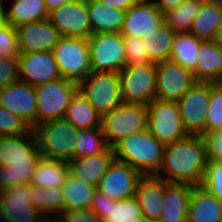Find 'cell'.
<instances>
[{"label":"cell","instance_id":"obj_1","mask_svg":"<svg viewBox=\"0 0 222 222\" xmlns=\"http://www.w3.org/2000/svg\"><path fill=\"white\" fill-rule=\"evenodd\" d=\"M206 162L203 137L188 135L165 146L162 165L155 177L169 183L202 185Z\"/></svg>","mask_w":222,"mask_h":222},{"label":"cell","instance_id":"obj_2","mask_svg":"<svg viewBox=\"0 0 222 222\" xmlns=\"http://www.w3.org/2000/svg\"><path fill=\"white\" fill-rule=\"evenodd\" d=\"M41 158L32 129L21 135L0 136V190L30 183Z\"/></svg>","mask_w":222,"mask_h":222},{"label":"cell","instance_id":"obj_3","mask_svg":"<svg viewBox=\"0 0 222 222\" xmlns=\"http://www.w3.org/2000/svg\"><path fill=\"white\" fill-rule=\"evenodd\" d=\"M112 149L115 160L143 176H155L161 168L165 146L145 129L121 139Z\"/></svg>","mask_w":222,"mask_h":222},{"label":"cell","instance_id":"obj_4","mask_svg":"<svg viewBox=\"0 0 222 222\" xmlns=\"http://www.w3.org/2000/svg\"><path fill=\"white\" fill-rule=\"evenodd\" d=\"M42 157L69 162L74 158L78 129L64 118L47 121L33 129Z\"/></svg>","mask_w":222,"mask_h":222},{"label":"cell","instance_id":"obj_5","mask_svg":"<svg viewBox=\"0 0 222 222\" xmlns=\"http://www.w3.org/2000/svg\"><path fill=\"white\" fill-rule=\"evenodd\" d=\"M147 105L122 102L101 119V128L108 147L125 137L147 129Z\"/></svg>","mask_w":222,"mask_h":222},{"label":"cell","instance_id":"obj_6","mask_svg":"<svg viewBox=\"0 0 222 222\" xmlns=\"http://www.w3.org/2000/svg\"><path fill=\"white\" fill-rule=\"evenodd\" d=\"M52 53L62 78L79 84L91 74L90 50L87 39L61 37Z\"/></svg>","mask_w":222,"mask_h":222},{"label":"cell","instance_id":"obj_7","mask_svg":"<svg viewBox=\"0 0 222 222\" xmlns=\"http://www.w3.org/2000/svg\"><path fill=\"white\" fill-rule=\"evenodd\" d=\"M78 91L101 116L123 102L119 74L115 72H91L78 84Z\"/></svg>","mask_w":222,"mask_h":222},{"label":"cell","instance_id":"obj_8","mask_svg":"<svg viewBox=\"0 0 222 222\" xmlns=\"http://www.w3.org/2000/svg\"><path fill=\"white\" fill-rule=\"evenodd\" d=\"M37 97L36 125L64 118L78 83L64 78L35 87Z\"/></svg>","mask_w":222,"mask_h":222},{"label":"cell","instance_id":"obj_9","mask_svg":"<svg viewBox=\"0 0 222 222\" xmlns=\"http://www.w3.org/2000/svg\"><path fill=\"white\" fill-rule=\"evenodd\" d=\"M147 111V129L164 146L188 136L176 101L155 98L147 105Z\"/></svg>","mask_w":222,"mask_h":222},{"label":"cell","instance_id":"obj_10","mask_svg":"<svg viewBox=\"0 0 222 222\" xmlns=\"http://www.w3.org/2000/svg\"><path fill=\"white\" fill-rule=\"evenodd\" d=\"M123 102L148 105L156 94V63L126 65L119 73Z\"/></svg>","mask_w":222,"mask_h":222},{"label":"cell","instance_id":"obj_11","mask_svg":"<svg viewBox=\"0 0 222 222\" xmlns=\"http://www.w3.org/2000/svg\"><path fill=\"white\" fill-rule=\"evenodd\" d=\"M87 41L92 72L119 73L126 66L124 37L120 33L92 34Z\"/></svg>","mask_w":222,"mask_h":222},{"label":"cell","instance_id":"obj_12","mask_svg":"<svg viewBox=\"0 0 222 222\" xmlns=\"http://www.w3.org/2000/svg\"><path fill=\"white\" fill-rule=\"evenodd\" d=\"M32 191L31 183L1 191L0 222H43L46 217L31 202Z\"/></svg>","mask_w":222,"mask_h":222},{"label":"cell","instance_id":"obj_13","mask_svg":"<svg viewBox=\"0 0 222 222\" xmlns=\"http://www.w3.org/2000/svg\"><path fill=\"white\" fill-rule=\"evenodd\" d=\"M209 97L210 82H195L176 102L182 125L188 135L205 134Z\"/></svg>","mask_w":222,"mask_h":222},{"label":"cell","instance_id":"obj_14","mask_svg":"<svg viewBox=\"0 0 222 222\" xmlns=\"http://www.w3.org/2000/svg\"><path fill=\"white\" fill-rule=\"evenodd\" d=\"M195 82L193 72L171 58L156 63L157 99L177 102Z\"/></svg>","mask_w":222,"mask_h":222},{"label":"cell","instance_id":"obj_15","mask_svg":"<svg viewBox=\"0 0 222 222\" xmlns=\"http://www.w3.org/2000/svg\"><path fill=\"white\" fill-rule=\"evenodd\" d=\"M50 22L62 37L88 39L92 35L87 0H75L49 12Z\"/></svg>","mask_w":222,"mask_h":222},{"label":"cell","instance_id":"obj_16","mask_svg":"<svg viewBox=\"0 0 222 222\" xmlns=\"http://www.w3.org/2000/svg\"><path fill=\"white\" fill-rule=\"evenodd\" d=\"M0 105L18 116L30 129L36 126L37 97L34 86L17 80L0 90Z\"/></svg>","mask_w":222,"mask_h":222},{"label":"cell","instance_id":"obj_17","mask_svg":"<svg viewBox=\"0 0 222 222\" xmlns=\"http://www.w3.org/2000/svg\"><path fill=\"white\" fill-rule=\"evenodd\" d=\"M144 176L128 164L113 160L97 188L111 200L135 195L136 187Z\"/></svg>","mask_w":222,"mask_h":222},{"label":"cell","instance_id":"obj_18","mask_svg":"<svg viewBox=\"0 0 222 222\" xmlns=\"http://www.w3.org/2000/svg\"><path fill=\"white\" fill-rule=\"evenodd\" d=\"M19 80L34 87L62 78L52 51L20 53Z\"/></svg>","mask_w":222,"mask_h":222},{"label":"cell","instance_id":"obj_19","mask_svg":"<svg viewBox=\"0 0 222 222\" xmlns=\"http://www.w3.org/2000/svg\"><path fill=\"white\" fill-rule=\"evenodd\" d=\"M15 29L19 53L52 51L62 37L49 19L22 24Z\"/></svg>","mask_w":222,"mask_h":222},{"label":"cell","instance_id":"obj_20","mask_svg":"<svg viewBox=\"0 0 222 222\" xmlns=\"http://www.w3.org/2000/svg\"><path fill=\"white\" fill-rule=\"evenodd\" d=\"M164 24L163 13L150 1L136 2L126 12L120 34L144 38Z\"/></svg>","mask_w":222,"mask_h":222},{"label":"cell","instance_id":"obj_21","mask_svg":"<svg viewBox=\"0 0 222 222\" xmlns=\"http://www.w3.org/2000/svg\"><path fill=\"white\" fill-rule=\"evenodd\" d=\"M90 209L102 222H143L142 212L135 196L111 200L98 188L95 191Z\"/></svg>","mask_w":222,"mask_h":222},{"label":"cell","instance_id":"obj_22","mask_svg":"<svg viewBox=\"0 0 222 222\" xmlns=\"http://www.w3.org/2000/svg\"><path fill=\"white\" fill-rule=\"evenodd\" d=\"M135 198L146 222H158L165 196V181L155 176H144L138 183Z\"/></svg>","mask_w":222,"mask_h":222},{"label":"cell","instance_id":"obj_23","mask_svg":"<svg viewBox=\"0 0 222 222\" xmlns=\"http://www.w3.org/2000/svg\"><path fill=\"white\" fill-rule=\"evenodd\" d=\"M114 159L111 147H107L97 155L73 158L67 162L69 174L91 185L98 186Z\"/></svg>","mask_w":222,"mask_h":222},{"label":"cell","instance_id":"obj_24","mask_svg":"<svg viewBox=\"0 0 222 222\" xmlns=\"http://www.w3.org/2000/svg\"><path fill=\"white\" fill-rule=\"evenodd\" d=\"M193 185L165 181V196L158 222H187Z\"/></svg>","mask_w":222,"mask_h":222},{"label":"cell","instance_id":"obj_25","mask_svg":"<svg viewBox=\"0 0 222 222\" xmlns=\"http://www.w3.org/2000/svg\"><path fill=\"white\" fill-rule=\"evenodd\" d=\"M187 222H222V201L202 185L193 186Z\"/></svg>","mask_w":222,"mask_h":222},{"label":"cell","instance_id":"obj_26","mask_svg":"<svg viewBox=\"0 0 222 222\" xmlns=\"http://www.w3.org/2000/svg\"><path fill=\"white\" fill-rule=\"evenodd\" d=\"M222 71V48L215 40L200 41L197 65L193 72L196 82L215 83Z\"/></svg>","mask_w":222,"mask_h":222},{"label":"cell","instance_id":"obj_27","mask_svg":"<svg viewBox=\"0 0 222 222\" xmlns=\"http://www.w3.org/2000/svg\"><path fill=\"white\" fill-rule=\"evenodd\" d=\"M92 34L120 33L125 12L104 5L100 0H87Z\"/></svg>","mask_w":222,"mask_h":222},{"label":"cell","instance_id":"obj_28","mask_svg":"<svg viewBox=\"0 0 222 222\" xmlns=\"http://www.w3.org/2000/svg\"><path fill=\"white\" fill-rule=\"evenodd\" d=\"M97 186L91 185L69 174L62 186L63 212L89 209Z\"/></svg>","mask_w":222,"mask_h":222},{"label":"cell","instance_id":"obj_29","mask_svg":"<svg viewBox=\"0 0 222 222\" xmlns=\"http://www.w3.org/2000/svg\"><path fill=\"white\" fill-rule=\"evenodd\" d=\"M221 18L222 7L203 0L189 32L201 41L215 40Z\"/></svg>","mask_w":222,"mask_h":222},{"label":"cell","instance_id":"obj_30","mask_svg":"<svg viewBox=\"0 0 222 222\" xmlns=\"http://www.w3.org/2000/svg\"><path fill=\"white\" fill-rule=\"evenodd\" d=\"M68 175L67 162L42 157L32 173L30 183L43 189L62 188Z\"/></svg>","mask_w":222,"mask_h":222},{"label":"cell","instance_id":"obj_31","mask_svg":"<svg viewBox=\"0 0 222 222\" xmlns=\"http://www.w3.org/2000/svg\"><path fill=\"white\" fill-rule=\"evenodd\" d=\"M9 2L7 23L14 28L49 18V11L44 0H12Z\"/></svg>","mask_w":222,"mask_h":222},{"label":"cell","instance_id":"obj_32","mask_svg":"<svg viewBox=\"0 0 222 222\" xmlns=\"http://www.w3.org/2000/svg\"><path fill=\"white\" fill-rule=\"evenodd\" d=\"M64 119L76 129L101 127L102 116L89 104L87 99L77 91L67 107Z\"/></svg>","mask_w":222,"mask_h":222},{"label":"cell","instance_id":"obj_33","mask_svg":"<svg viewBox=\"0 0 222 222\" xmlns=\"http://www.w3.org/2000/svg\"><path fill=\"white\" fill-rule=\"evenodd\" d=\"M175 34L174 31L163 24L158 29L151 32V35L149 34L142 38V43H144L147 56L151 62L159 63L171 57Z\"/></svg>","mask_w":222,"mask_h":222},{"label":"cell","instance_id":"obj_34","mask_svg":"<svg viewBox=\"0 0 222 222\" xmlns=\"http://www.w3.org/2000/svg\"><path fill=\"white\" fill-rule=\"evenodd\" d=\"M203 0H185L164 15V24L175 33L189 32Z\"/></svg>","mask_w":222,"mask_h":222},{"label":"cell","instance_id":"obj_35","mask_svg":"<svg viewBox=\"0 0 222 222\" xmlns=\"http://www.w3.org/2000/svg\"><path fill=\"white\" fill-rule=\"evenodd\" d=\"M200 41L190 32L176 33L170 58L184 68L193 71L197 65Z\"/></svg>","mask_w":222,"mask_h":222},{"label":"cell","instance_id":"obj_36","mask_svg":"<svg viewBox=\"0 0 222 222\" xmlns=\"http://www.w3.org/2000/svg\"><path fill=\"white\" fill-rule=\"evenodd\" d=\"M32 204L48 219H56L63 213L64 198L62 188H42L33 185Z\"/></svg>","mask_w":222,"mask_h":222},{"label":"cell","instance_id":"obj_37","mask_svg":"<svg viewBox=\"0 0 222 222\" xmlns=\"http://www.w3.org/2000/svg\"><path fill=\"white\" fill-rule=\"evenodd\" d=\"M107 147L101 127L78 130L74 158L97 155Z\"/></svg>","mask_w":222,"mask_h":222},{"label":"cell","instance_id":"obj_38","mask_svg":"<svg viewBox=\"0 0 222 222\" xmlns=\"http://www.w3.org/2000/svg\"><path fill=\"white\" fill-rule=\"evenodd\" d=\"M222 129V88L210 83V97L208 102L205 134Z\"/></svg>","mask_w":222,"mask_h":222},{"label":"cell","instance_id":"obj_39","mask_svg":"<svg viewBox=\"0 0 222 222\" xmlns=\"http://www.w3.org/2000/svg\"><path fill=\"white\" fill-rule=\"evenodd\" d=\"M202 186L222 201V162L207 160Z\"/></svg>","mask_w":222,"mask_h":222},{"label":"cell","instance_id":"obj_40","mask_svg":"<svg viewBox=\"0 0 222 222\" xmlns=\"http://www.w3.org/2000/svg\"><path fill=\"white\" fill-rule=\"evenodd\" d=\"M29 130L18 116L0 105V136L21 135Z\"/></svg>","mask_w":222,"mask_h":222},{"label":"cell","instance_id":"obj_41","mask_svg":"<svg viewBox=\"0 0 222 222\" xmlns=\"http://www.w3.org/2000/svg\"><path fill=\"white\" fill-rule=\"evenodd\" d=\"M126 65L152 63L147 56L144 43L138 37H124Z\"/></svg>","mask_w":222,"mask_h":222},{"label":"cell","instance_id":"obj_42","mask_svg":"<svg viewBox=\"0 0 222 222\" xmlns=\"http://www.w3.org/2000/svg\"><path fill=\"white\" fill-rule=\"evenodd\" d=\"M16 29L9 23L0 25V57H18Z\"/></svg>","mask_w":222,"mask_h":222},{"label":"cell","instance_id":"obj_43","mask_svg":"<svg viewBox=\"0 0 222 222\" xmlns=\"http://www.w3.org/2000/svg\"><path fill=\"white\" fill-rule=\"evenodd\" d=\"M18 79V57H0V90Z\"/></svg>","mask_w":222,"mask_h":222},{"label":"cell","instance_id":"obj_44","mask_svg":"<svg viewBox=\"0 0 222 222\" xmlns=\"http://www.w3.org/2000/svg\"><path fill=\"white\" fill-rule=\"evenodd\" d=\"M207 160L222 162V133L220 131L202 135Z\"/></svg>","mask_w":222,"mask_h":222},{"label":"cell","instance_id":"obj_45","mask_svg":"<svg viewBox=\"0 0 222 222\" xmlns=\"http://www.w3.org/2000/svg\"><path fill=\"white\" fill-rule=\"evenodd\" d=\"M56 220L58 222H102L101 218L90 208L63 212Z\"/></svg>","mask_w":222,"mask_h":222},{"label":"cell","instance_id":"obj_46","mask_svg":"<svg viewBox=\"0 0 222 222\" xmlns=\"http://www.w3.org/2000/svg\"><path fill=\"white\" fill-rule=\"evenodd\" d=\"M104 5L116 8L122 11H127L136 2L134 0H100Z\"/></svg>","mask_w":222,"mask_h":222},{"label":"cell","instance_id":"obj_47","mask_svg":"<svg viewBox=\"0 0 222 222\" xmlns=\"http://www.w3.org/2000/svg\"><path fill=\"white\" fill-rule=\"evenodd\" d=\"M151 1L162 13H165L166 11L177 7L185 0H151Z\"/></svg>","mask_w":222,"mask_h":222},{"label":"cell","instance_id":"obj_48","mask_svg":"<svg viewBox=\"0 0 222 222\" xmlns=\"http://www.w3.org/2000/svg\"><path fill=\"white\" fill-rule=\"evenodd\" d=\"M48 11H52L60 5L73 2L75 0H44Z\"/></svg>","mask_w":222,"mask_h":222},{"label":"cell","instance_id":"obj_49","mask_svg":"<svg viewBox=\"0 0 222 222\" xmlns=\"http://www.w3.org/2000/svg\"><path fill=\"white\" fill-rule=\"evenodd\" d=\"M0 0V25L7 23V2Z\"/></svg>","mask_w":222,"mask_h":222},{"label":"cell","instance_id":"obj_50","mask_svg":"<svg viewBox=\"0 0 222 222\" xmlns=\"http://www.w3.org/2000/svg\"><path fill=\"white\" fill-rule=\"evenodd\" d=\"M215 42L222 48V18L219 23V28L215 37Z\"/></svg>","mask_w":222,"mask_h":222},{"label":"cell","instance_id":"obj_51","mask_svg":"<svg viewBox=\"0 0 222 222\" xmlns=\"http://www.w3.org/2000/svg\"><path fill=\"white\" fill-rule=\"evenodd\" d=\"M214 84L217 85L218 87L222 88V71Z\"/></svg>","mask_w":222,"mask_h":222},{"label":"cell","instance_id":"obj_52","mask_svg":"<svg viewBox=\"0 0 222 222\" xmlns=\"http://www.w3.org/2000/svg\"><path fill=\"white\" fill-rule=\"evenodd\" d=\"M209 1H212L216 4H218L220 7H222V0H209Z\"/></svg>","mask_w":222,"mask_h":222},{"label":"cell","instance_id":"obj_53","mask_svg":"<svg viewBox=\"0 0 222 222\" xmlns=\"http://www.w3.org/2000/svg\"><path fill=\"white\" fill-rule=\"evenodd\" d=\"M135 2H146V1H150V0H134Z\"/></svg>","mask_w":222,"mask_h":222}]
</instances>
